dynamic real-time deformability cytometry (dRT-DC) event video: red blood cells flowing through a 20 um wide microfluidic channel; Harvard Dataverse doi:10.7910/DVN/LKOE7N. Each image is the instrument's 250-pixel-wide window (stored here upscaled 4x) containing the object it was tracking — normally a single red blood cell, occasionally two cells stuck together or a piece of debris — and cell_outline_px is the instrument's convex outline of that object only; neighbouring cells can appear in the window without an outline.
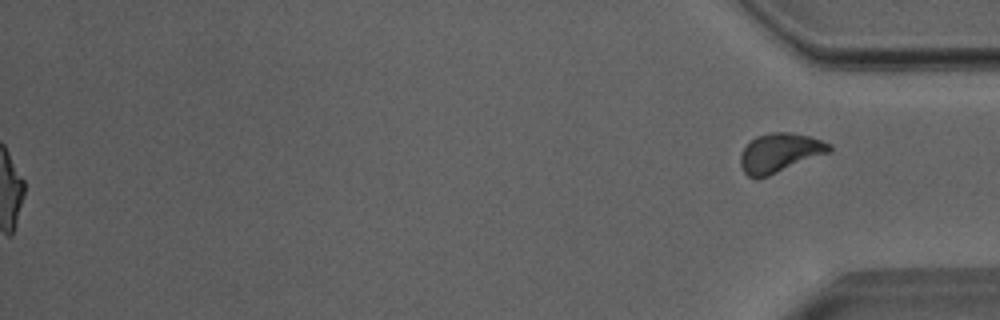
{"species": "Egyptian fruit bat (a non-hibernating species)", "species_latin": "Rousettus aegyptiacus", "temperature_condition": "room temperature", "stored_images_in_passage": 53, "segment_of_instrument_passage": [2, 2], "camera_frame_rate_fps": 3000, "um_per_image_px": 0.085, "animal": {"sex": "male"}, "frame": {"image": 1, "passage_image": 53, "time_ms": 17.333, "image_size_px": [1000, 320], "cell_outline_px": [[832, 152], [768, 176], [756, 180], [748, 176], [744, 172], [740, 164], [740, 156], [744, 148], [756, 136], [772, 132], [788, 132], [808, 136], [832, 144]], "centroid_in_image_um": [66.29, 13.01], "position_along_channel_um": 368.9, "area_um2": 20.35}}